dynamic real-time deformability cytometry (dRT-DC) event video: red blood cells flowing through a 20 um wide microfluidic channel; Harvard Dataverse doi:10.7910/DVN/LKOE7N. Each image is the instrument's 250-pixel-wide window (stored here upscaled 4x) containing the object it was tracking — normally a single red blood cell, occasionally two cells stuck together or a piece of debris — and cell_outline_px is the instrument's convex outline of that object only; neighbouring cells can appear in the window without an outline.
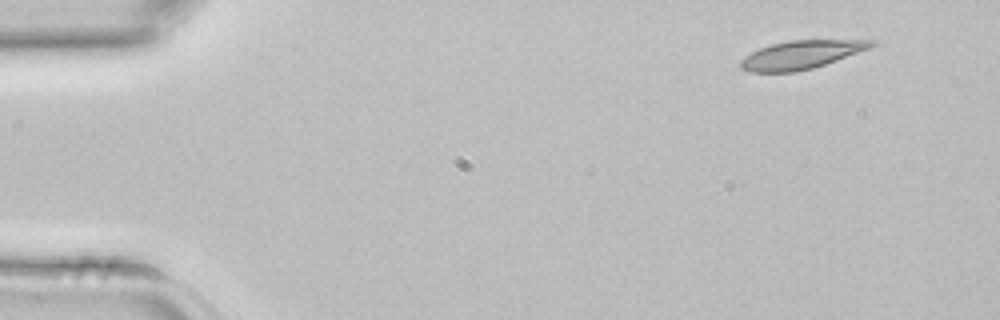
{"species": "common noctule bat (a hibernating species)", "species_latin": "Nyctalus noctula", "temperature_condition": "room temperature", "stored_images_in_passage": 3, "segment_of_instrument_passage": [1, 2], "camera_frame_rate_fps": 3000, "um_per_image_px": 0.085, "animal": {"sex": "female", "body_mass_g": 22.7, "forearm_length_mm": 54.2}, "frame": {"image": 1, "passage_image": 1, "time_ms": 0.0, "image_size_px": [1000, 320], "cell_outline_px": [[876, 44], [868, 48], [836, 60], [812, 68], [796, 72], [748, 72], [740, 68], [740, 60], [744, 56], [760, 48], [772, 44], [788, 40], [876, 40]], "centroid_in_image_um": [68.04, 4.66], "position_along_channel_um": 17.0, "area_um2": 21.39}}